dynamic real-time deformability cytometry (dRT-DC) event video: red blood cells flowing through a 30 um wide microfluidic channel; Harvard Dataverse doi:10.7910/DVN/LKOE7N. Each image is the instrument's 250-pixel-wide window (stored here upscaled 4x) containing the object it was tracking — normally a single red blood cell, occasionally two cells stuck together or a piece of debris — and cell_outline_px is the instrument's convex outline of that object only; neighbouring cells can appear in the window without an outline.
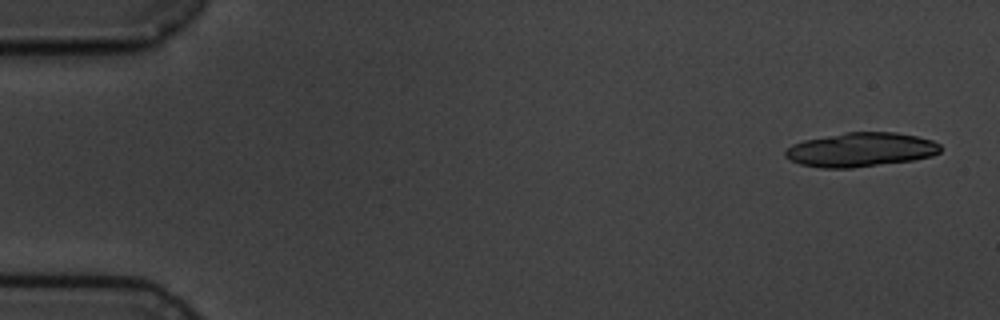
{"species": "common noctule bat (a hibernating species)", "species_latin": "Nyctalus noctula", "temperature_condition": "cold", "stored_images_in_passage": 11, "camera_frame_rate_fps": 3000, "um_per_image_px": 0.085, "animal": {"sex": "male", "body_mass_g": 19.5, "forearm_length_mm": 54.6}, "frame": {"image": 1, "passage_image": 1, "time_ms": 0.0, "image_size_px": [1000, 320], "cell_outline_px": [[940, 152], [932, 156], [916, 160], [852, 168], [820, 168], [800, 164], [784, 156], [784, 152], [792, 144], [804, 140], [844, 132], [896, 132], [916, 136], [932, 140], [940, 144]], "centroid_in_image_um": [73.17, 12.73], "position_along_channel_um": 11.8, "area_um2": 31.04}}
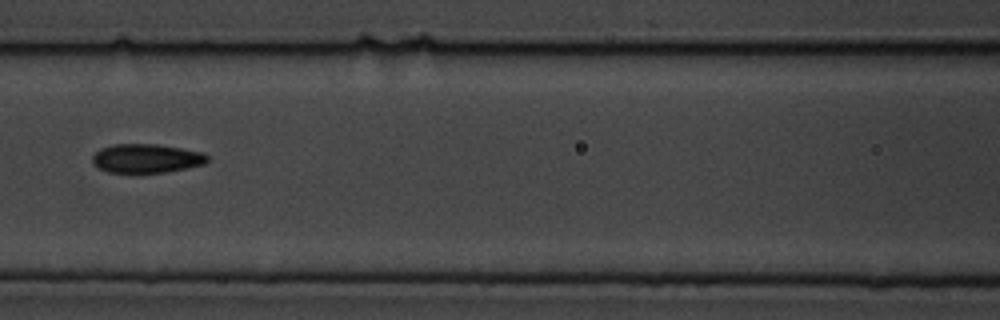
{"frame": {"image": 2, "passage_image": 7, "time_ms": 7.667, "image_size_px": [1000, 320], "cell_outline_px": [[208, 160], [204, 164], [164, 172], [108, 172], [92, 164], [92, 156], [100, 148], [112, 144], [156, 144], [180, 148], [200, 152], [208, 156]], "centroid_in_image_um": [12.39, 13.45], "position_along_channel_um": 154.2, "area_um2": 19.13}}
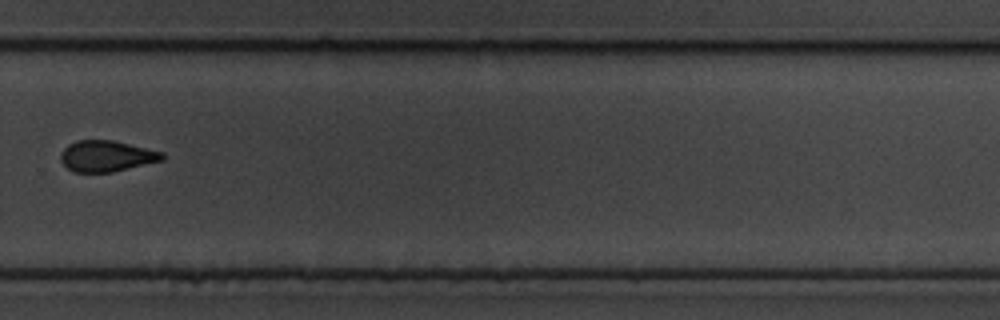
{"frame": {"image": 3, "passage_image": 11, "time_ms": 12.333, "image_size_px": [1000, 320], "cell_outline_px": [[164, 160], [112, 172], [72, 172], [60, 160], [60, 156], [64, 148], [68, 144], [76, 140], [112, 140], [164, 152]], "centroid_in_image_um": [9.05, 13.26], "position_along_channel_um": 320.7, "area_um2": 18.38}}